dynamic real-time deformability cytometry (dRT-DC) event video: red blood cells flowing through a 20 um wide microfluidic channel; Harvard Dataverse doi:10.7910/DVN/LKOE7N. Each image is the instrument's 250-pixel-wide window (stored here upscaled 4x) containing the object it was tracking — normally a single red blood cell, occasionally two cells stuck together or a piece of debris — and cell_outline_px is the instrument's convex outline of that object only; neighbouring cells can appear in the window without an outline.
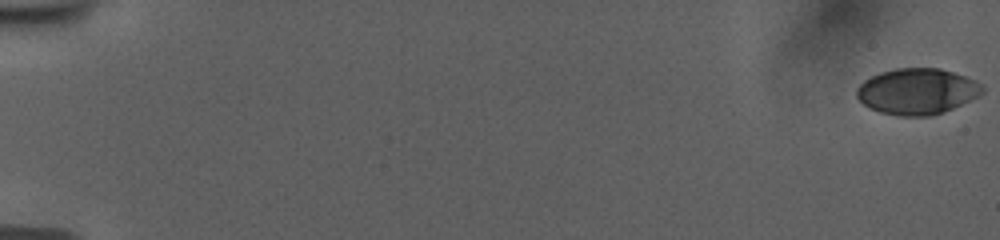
{"species": "human", "species_latin": "Homo sapiens", "temperature_condition": "room temperature", "stored_images_in_passage": 57, "camera_frame_rate_fps": 3000, "um_per_image_px": 0.085, "donor": {"sex": "female"}, "frame": {"image": 1, "passage_image": 1, "time_ms": 0.0, "image_size_px": [1000, 240], "cell_outline_px": [[984, 92], [952, 108], [928, 116], [900, 116], [880, 112], [864, 104], [856, 96], [856, 88], [864, 80], [880, 72], [896, 68], [940, 68], [976, 80], [984, 88]], "centroid_in_image_um": [77.92, 7.75], "position_along_channel_um": 7.1, "area_um2": 33.29}}
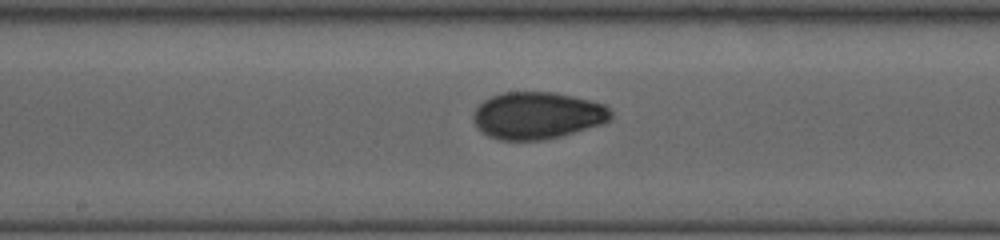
{"frame": {"image": 2, "passage_image": 32, "time_ms": 10.333, "image_size_px": [1000, 240], "cell_outline_px": [[612, 116], [608, 120], [600, 124], [560, 136], [540, 140], [500, 140], [488, 136], [480, 132], [476, 128], [472, 120], [472, 116], [476, 108], [484, 100], [492, 96], [504, 92], [552, 92], [572, 96], [604, 104], [612, 112]], "centroid_in_image_um": [45.61, 9.82], "position_along_channel_um": 202.6, "area_um2": 37.57}}
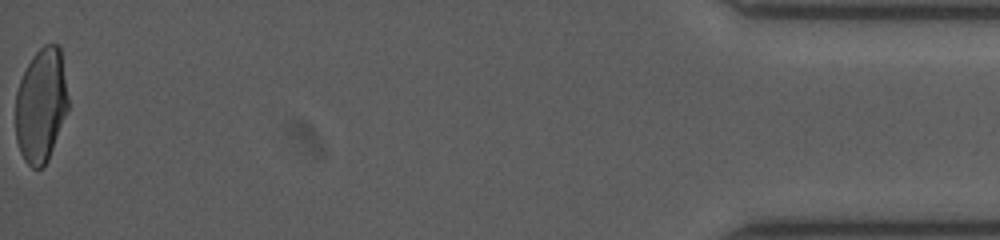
{"frame": {"image": 3, "passage_image": 57, "time_ms": 18.667, "image_size_px": [1000, 240], "cell_outline_px": [[68, 108], [48, 160], [40, 168], [32, 168], [24, 160], [20, 152], [16, 140], [16, 92], [20, 80], [32, 56], [44, 44], [60, 44], [68, 100]], "centroid_in_image_um": [3.48, 8.93], "position_along_channel_um": 431.7, "area_um2": 34.8}, "authors_computed_cell_mechanics": {"area_um2": 36.0094, "velocity_mm_per_s": 3.7813, "shape_relaxation_time_tau1_ms": 8.5752, "shape_relaxation_time_tau2_ms": 1.2445, "deformation_change_tau1": 0.2017, "deformation_change_tau2": 0.0477}}